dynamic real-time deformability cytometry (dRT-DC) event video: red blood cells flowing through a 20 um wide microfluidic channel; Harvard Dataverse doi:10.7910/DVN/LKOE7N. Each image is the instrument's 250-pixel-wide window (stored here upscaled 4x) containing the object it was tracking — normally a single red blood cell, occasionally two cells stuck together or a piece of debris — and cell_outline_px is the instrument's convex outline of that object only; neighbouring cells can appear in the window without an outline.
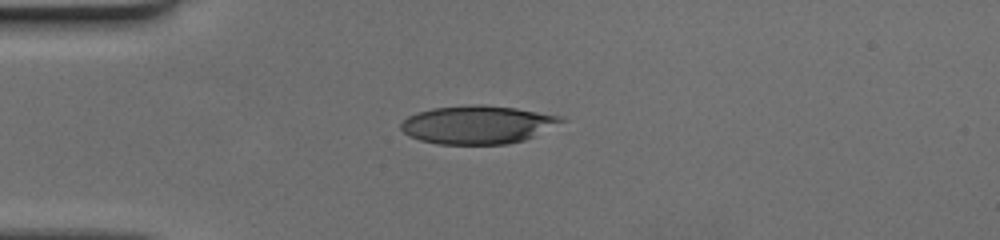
{"species": "human", "species_latin": "Homo sapiens", "temperature_condition": "cold", "stored_images_in_passage": 39, "camera_frame_rate_fps": 3000, "um_per_image_px": 0.085, "donor": {"sex": "female"}, "frame": {"image": 1, "passage_image": 1, "time_ms": 0.0, "image_size_px": [1000, 240], "cell_outline_px": [[568, 120], [524, 140], [504, 144], [436, 144], [420, 140], [408, 136], [400, 128], [400, 124], [408, 116], [432, 108], [476, 104], [484, 104], [516, 108], [564, 116]], "centroid_in_image_um": [40.61, 10.59], "position_along_channel_um": 44.4, "area_um2": 35.78}}
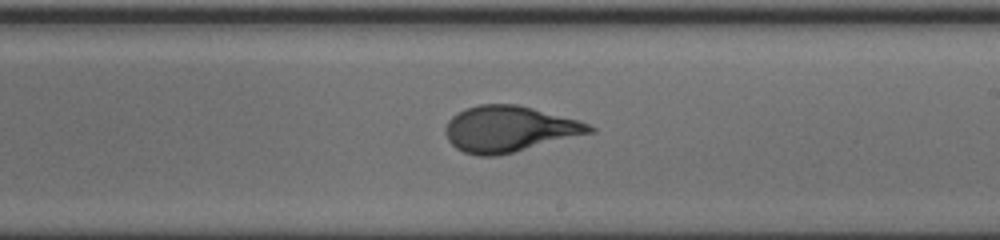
{"frame": {"image": 2, "passage_image": 18, "time_ms": 5.667, "image_size_px": [1000, 240], "cell_outline_px": [[596, 132], [496, 156], [476, 156], [464, 152], [456, 148], [448, 140], [444, 132], [444, 128], [448, 120], [452, 116], [468, 108], [480, 104], [516, 104], [580, 120], [596, 128]], "centroid_in_image_um": [43.29, 10.97], "position_along_channel_um": 245.7, "area_um2": 38.55}}
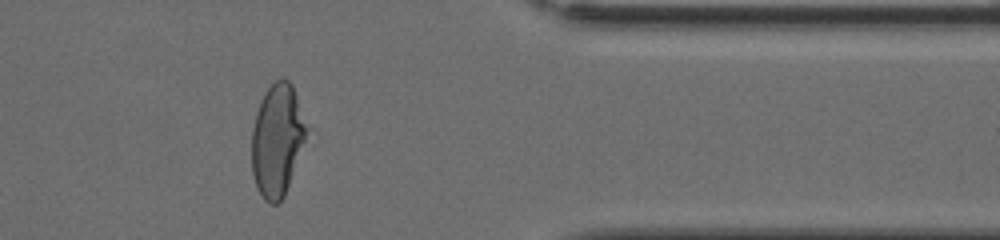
{"frame": {"image": 3, "passage_image": 30, "time_ms": 9.667, "image_size_px": [1000, 240], "cell_outline_px": [[304, 144], [284, 196], [276, 204], [268, 204], [264, 200], [256, 188], [252, 172], [252, 128], [256, 112], [264, 92], [276, 80], [288, 80], [292, 84], [304, 124]], "centroid_in_image_um": [23.5, 11.96], "position_along_channel_um": 387.9, "area_um2": 35.03}}